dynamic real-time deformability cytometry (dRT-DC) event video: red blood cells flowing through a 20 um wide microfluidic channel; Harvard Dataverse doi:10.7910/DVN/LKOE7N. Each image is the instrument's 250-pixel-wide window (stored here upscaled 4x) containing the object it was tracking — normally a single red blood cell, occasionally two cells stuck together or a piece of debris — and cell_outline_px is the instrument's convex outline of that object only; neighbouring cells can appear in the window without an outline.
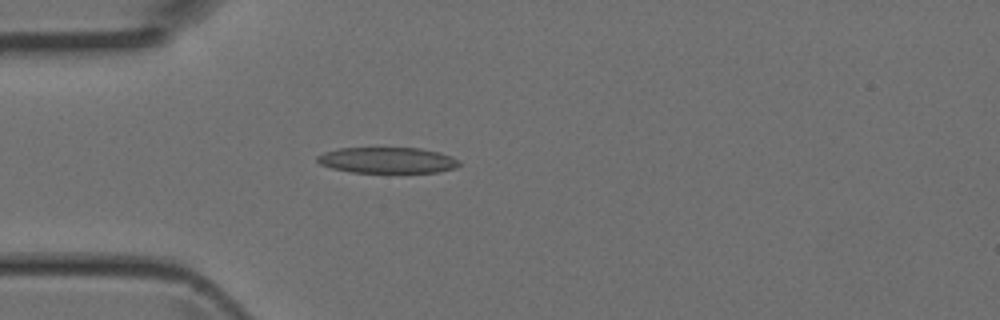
{"species": "Egyptian fruit bat (a non-hibernating species)", "species_latin": "Rousettus aegyptiacus", "temperature_condition": "room temperature", "stored_images_in_passage": 4, "camera_frame_rate_fps": 3000, "um_per_image_px": 0.085, "animal": {"sex": "female"}, "frame": {"image": 1, "passage_image": 4, "time_ms": 1.0, "image_size_px": [1000, 320], "cell_outline_px": [[460, 164], [456, 168], [436, 172], [352, 172], [332, 168], [320, 164], [316, 160], [316, 156], [324, 152], [336, 148], [420, 148], [440, 152], [452, 156], [460, 160]], "centroid_in_image_um": [32.93, 13.61], "position_along_channel_um": 52.1, "area_um2": 21.5}}